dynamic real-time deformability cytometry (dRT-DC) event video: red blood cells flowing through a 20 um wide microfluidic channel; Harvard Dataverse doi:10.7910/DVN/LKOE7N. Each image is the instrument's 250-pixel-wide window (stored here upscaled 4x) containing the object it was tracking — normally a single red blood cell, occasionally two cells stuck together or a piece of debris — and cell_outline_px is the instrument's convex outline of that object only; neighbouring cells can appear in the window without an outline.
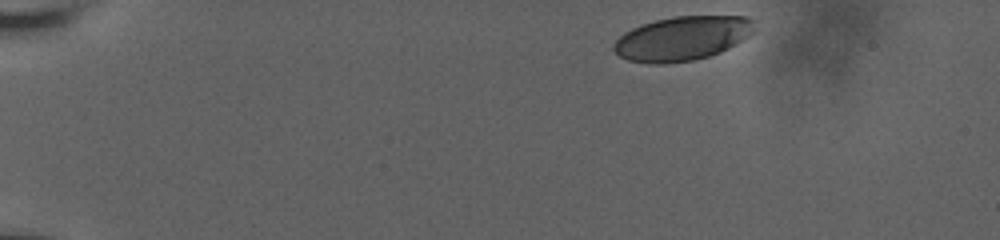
{"species": "human", "species_latin": "Homo sapiens", "temperature_condition": "room temperature", "stored_images_in_passage": 10, "camera_frame_rate_fps": 3000, "um_per_image_px": 0.085, "donor": {"sex": "male"}, "frame": {"image": 1, "passage_image": 1, "time_ms": 0.0, "image_size_px": [1000, 240], "cell_outline_px": [[756, 32], [736, 44], [720, 52], [708, 56], [692, 60], [664, 64], [648, 64], [628, 60], [620, 56], [612, 48], [612, 44], [624, 32], [632, 28], [656, 20], [676, 16], [748, 16], [752, 20]], "centroid_in_image_um": [58.0, 3.27], "position_along_channel_um": 27.0, "area_um2": 36.3}}
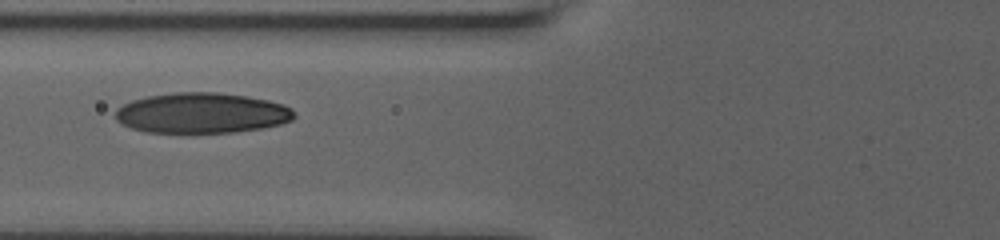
{"frame": {"image": 2, "passage_image": 7, "time_ms": 5.333, "image_size_px": [1000, 240], "cell_outline_px": [[296, 116], [292, 120], [280, 124], [264, 128], [232, 132], [148, 132], [132, 128], [116, 120], [116, 108], [132, 100], [148, 96], [176, 92], [216, 92], [248, 96], [268, 100], [284, 104], [292, 108]], "centroid_in_image_um": [17.19, 9.6], "position_along_channel_um": 108.6, "area_um2": 42.08}}
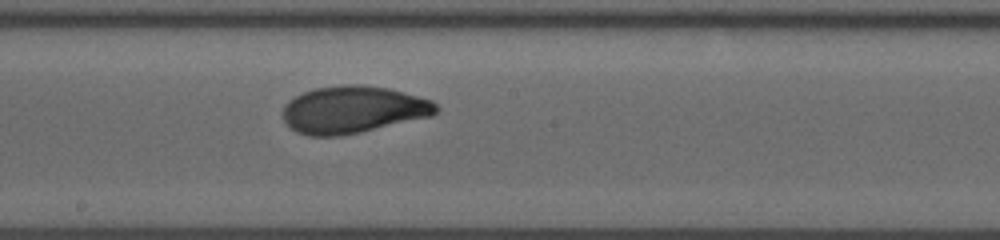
{"frame": {"image": 3, "passage_image": 10, "time_ms": 8.333, "image_size_px": [1000, 240], "cell_outline_px": [[440, 108], [432, 116], [360, 132], [340, 136], [308, 136], [296, 132], [284, 120], [284, 104], [288, 100], [304, 92], [316, 88], [344, 84], [356, 84], [388, 88], [432, 100]], "centroid_in_image_um": [30.01, 9.32], "position_along_channel_um": 218.2, "area_um2": 42.02}}